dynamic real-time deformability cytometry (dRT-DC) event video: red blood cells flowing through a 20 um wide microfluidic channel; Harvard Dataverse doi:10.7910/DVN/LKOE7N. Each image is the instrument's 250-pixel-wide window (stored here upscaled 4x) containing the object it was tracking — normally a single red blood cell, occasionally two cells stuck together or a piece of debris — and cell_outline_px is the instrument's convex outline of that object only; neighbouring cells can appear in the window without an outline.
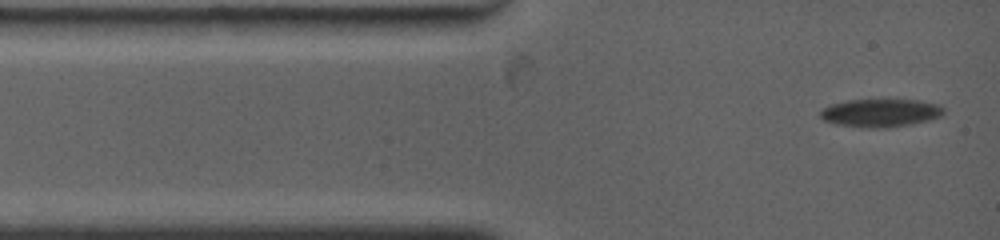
{"species": "common noctule bat (a hibernating species)", "species_latin": "Nyctalus noctula", "temperature_condition": "warm", "stored_images_in_passage": 11, "camera_frame_rate_fps": 4500, "um_per_image_px": 0.085, "animal": {"sex": "female", "body_mass_g": 19.0, "forearm_length_mm": 53.3}, "frame": {"image": 1, "passage_image": 1, "time_ms": 0.0, "image_size_px": [1000, 240], "cell_outline_px": [[944, 112], [940, 116], [928, 120], [888, 128], [876, 128], [836, 124], [824, 120], [820, 116], [820, 112], [828, 104], [848, 100], [916, 100], [940, 104], [944, 108]], "centroid_in_image_um": [74.84, 9.58], "position_along_channel_um": 10.2, "area_um2": 20.0}}
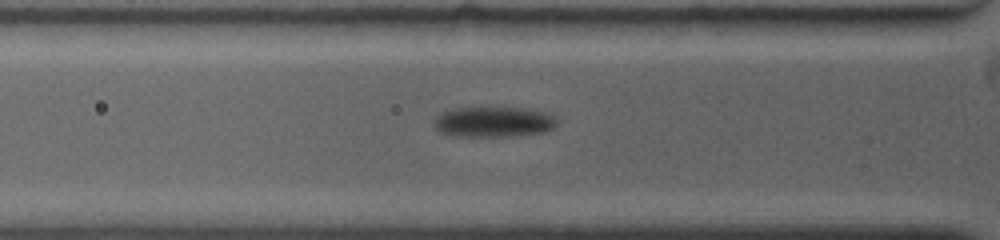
{"frame": {"image": 2, "passage_image": 8, "time_ms": 3.111, "image_size_px": [1000, 240], "cell_outline_px": [[560, 120], [548, 132], [512, 136], [456, 136], [440, 132], [436, 128], [436, 116], [440, 112], [452, 108], [488, 104], [528, 108], [544, 112], [556, 116]], "centroid_in_image_um": [42.0, 10.3], "position_along_channel_um": 83.8, "area_um2": 23.0}}
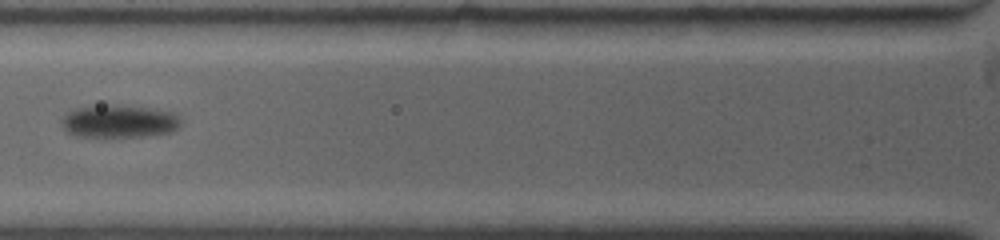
{"frame": {"image": 3, "passage_image": 10, "time_ms": 4.0, "image_size_px": [1000, 240], "cell_outline_px": [[180, 124], [172, 132], [140, 136], [72, 136], [64, 128], [60, 120], [72, 108], [112, 104], [116, 104], [152, 108], [172, 112], [180, 120]], "centroid_in_image_um": [10.08, 10.29], "position_along_channel_um": 115.7, "area_um2": 22.72}}